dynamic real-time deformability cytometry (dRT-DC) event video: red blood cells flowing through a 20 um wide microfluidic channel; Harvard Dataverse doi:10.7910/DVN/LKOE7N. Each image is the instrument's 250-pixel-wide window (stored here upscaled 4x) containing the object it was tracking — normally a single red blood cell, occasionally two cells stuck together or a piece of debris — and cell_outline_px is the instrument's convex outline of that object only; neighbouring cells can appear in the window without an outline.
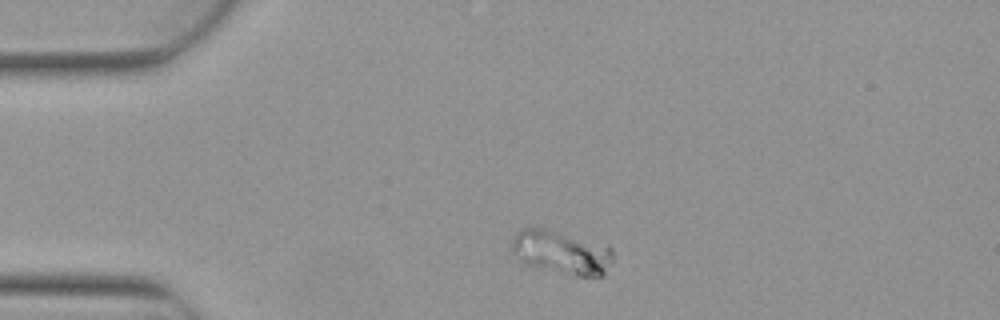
{"species": "Egyptian fruit bat (a non-hibernating species)", "species_latin": "Rousettus aegyptiacus", "temperature_condition": "warm", "stored_images_in_passage": 2, "camera_frame_rate_fps": 3000, "um_per_image_px": 0.085, "animal": {"sex": "female"}, "frame": {"image": 1, "passage_image": 1, "time_ms": 0.0, "image_size_px": [1000, 320], "cell_outline_px": [[612, 260], [604, 276], [580, 276], [520, 264], [512, 252], [512, 240], [516, 232], [520, 228], [548, 228], [608, 244], [612, 248]], "centroid_in_image_um": [47.71, 21.43], "position_along_channel_um": 37.3, "area_um2": 26.3}}